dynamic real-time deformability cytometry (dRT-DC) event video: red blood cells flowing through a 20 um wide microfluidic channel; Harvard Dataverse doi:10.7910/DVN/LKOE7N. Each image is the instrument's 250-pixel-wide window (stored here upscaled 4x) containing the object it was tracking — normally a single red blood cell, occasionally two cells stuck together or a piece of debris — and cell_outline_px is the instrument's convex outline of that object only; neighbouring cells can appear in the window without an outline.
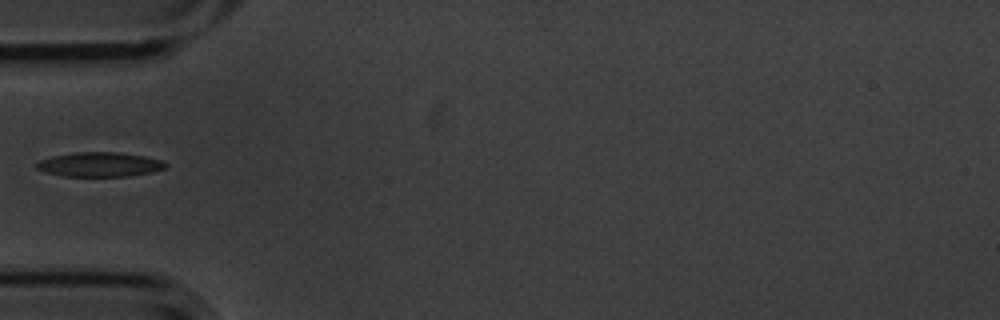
{"species": "common noctule bat (a hibernating species)", "species_latin": "Nyctalus noctula", "temperature_condition": "cold", "stored_images_in_passage": 1, "camera_frame_rate_fps": 3000, "um_per_image_px": 0.085, "animal": {"sex": "male", "body_mass_g": 20.1, "forearm_length_mm": 53.5}, "frame": {"image": 1, "passage_image": 1, "time_ms": 0.0, "image_size_px": [1000, 320], "cell_outline_px": [[168, 164], [164, 168], [152, 172], [128, 176], [64, 176], [48, 172], [36, 168], [36, 164], [40, 160], [52, 156], [76, 152], [120, 152], [144, 156], [164, 160]], "centroid_in_image_um": [8.51, 13.97], "position_along_channel_um": 76.5, "area_um2": 18.32}}